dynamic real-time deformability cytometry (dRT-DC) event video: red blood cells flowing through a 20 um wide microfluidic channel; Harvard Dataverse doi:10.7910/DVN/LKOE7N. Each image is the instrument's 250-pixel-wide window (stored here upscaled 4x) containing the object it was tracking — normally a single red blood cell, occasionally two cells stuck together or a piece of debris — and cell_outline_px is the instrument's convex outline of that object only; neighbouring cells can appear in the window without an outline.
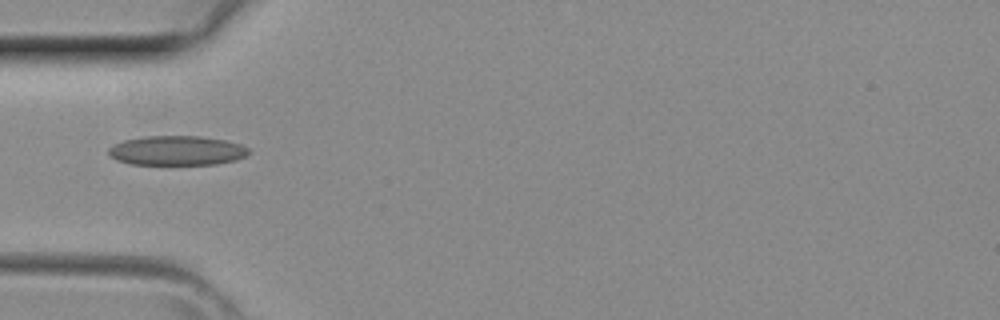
{"species": "common noctule bat (a hibernating species)", "species_latin": "Nyctalus noctula", "temperature_condition": "room temperature", "stored_images_in_passage": 2, "camera_frame_rate_fps": 3000, "um_per_image_px": 0.085, "animal": {"sex": "female", "body_mass_g": 29.2, "forearm_length_mm": 56.3}, "frame": {"image": 1, "passage_image": 2, "time_ms": 0.333, "image_size_px": [1000, 320], "cell_outline_px": [[252, 152], [236, 160], [216, 164], [132, 164], [116, 160], [108, 152], [108, 148], [124, 140], [144, 136], [200, 136], [224, 140], [240, 144], [248, 148]], "centroid_in_image_um": [15.05, 12.79], "position_along_channel_um": 69.9, "area_um2": 23.99}}